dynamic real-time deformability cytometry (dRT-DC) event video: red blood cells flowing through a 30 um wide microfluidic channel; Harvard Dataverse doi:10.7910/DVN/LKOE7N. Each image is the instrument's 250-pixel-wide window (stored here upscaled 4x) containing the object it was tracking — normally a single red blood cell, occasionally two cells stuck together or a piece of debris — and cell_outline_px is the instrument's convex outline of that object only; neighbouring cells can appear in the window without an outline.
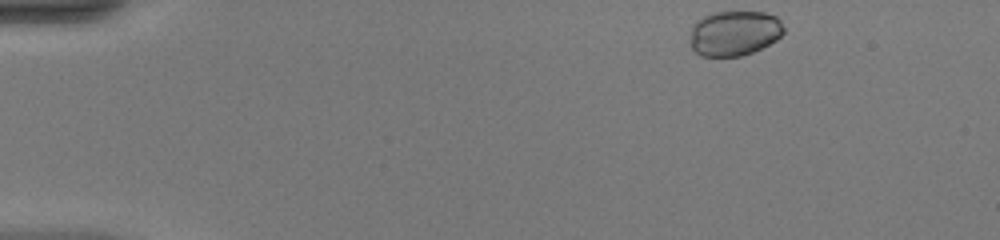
{"species": "common noctule bat (a hibernating species)", "species_latin": "Nyctalus noctula", "temperature_condition": "warm", "stored_images_in_passage": 44, "camera_frame_rate_fps": 3000, "um_per_image_px": 0.085, "animal": {"sex": "female", "body_mass_g": 20.0, "forearm_length_mm": 54.0}, "frame": {"image": 1, "passage_image": 1, "time_ms": 0.0, "image_size_px": [1000, 240], "cell_outline_px": [[784, 32], [776, 40], [752, 52], [740, 56], [700, 56], [692, 48], [692, 28], [696, 20], [712, 12], [764, 12], [776, 16], [780, 20], [784, 28]], "centroid_in_image_um": [62.43, 2.81], "position_along_channel_um": 22.6, "area_um2": 24.45}}
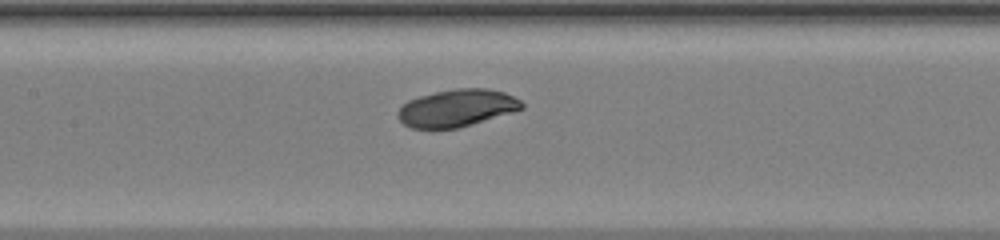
{"frame": {"image": 2, "passage_image": 19, "time_ms": 6.0, "image_size_px": [1000, 240], "cell_outline_px": [[524, 108], [512, 112], [472, 124], [456, 128], [412, 128], [404, 124], [396, 116], [396, 112], [408, 100], [420, 96], [436, 92], [456, 88], [488, 88], [504, 92], [520, 100], [524, 104]], "centroid_in_image_um": [38.83, 9.17], "position_along_channel_um": 168.6, "area_um2": 26.76}}
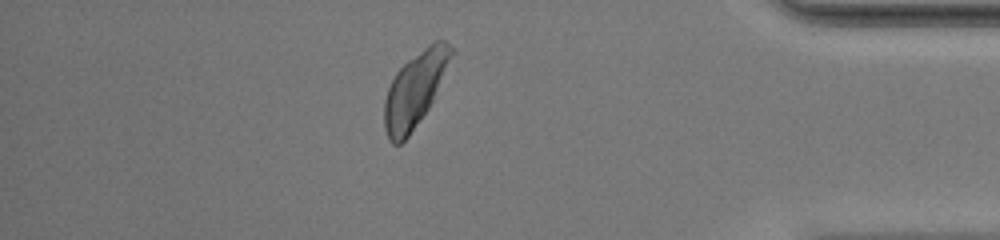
{"frame": {"image": 3, "passage_image": 38, "time_ms": 12.333, "image_size_px": [1000, 240], "cell_outline_px": [[456, 52], [428, 108], [408, 136], [400, 144], [392, 144], [388, 140], [384, 128], [384, 100], [388, 88], [396, 72], [408, 60], [428, 44], [436, 40], [444, 40]], "centroid_in_image_um": [35.27, 7.59], "position_along_channel_um": 399.9, "area_um2": 28.9}}